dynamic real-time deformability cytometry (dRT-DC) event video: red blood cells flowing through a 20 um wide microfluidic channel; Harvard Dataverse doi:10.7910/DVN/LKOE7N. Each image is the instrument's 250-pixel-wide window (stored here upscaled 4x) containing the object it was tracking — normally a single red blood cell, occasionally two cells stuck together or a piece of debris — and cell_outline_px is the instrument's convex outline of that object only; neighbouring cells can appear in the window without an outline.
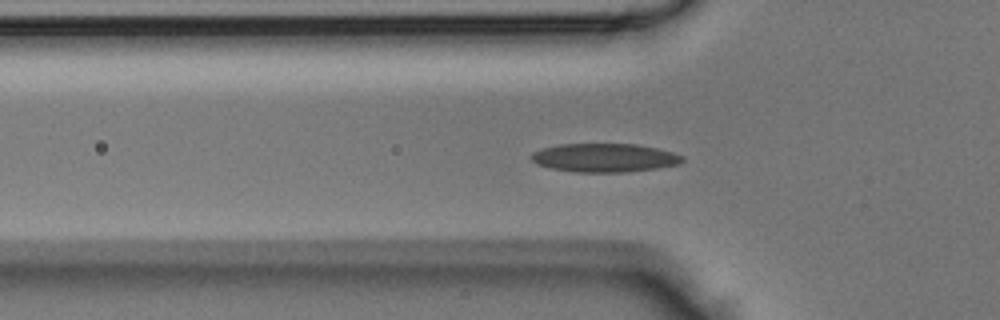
{"species": "Egyptian fruit bat (a non-hibernating species)", "species_latin": "Rousettus aegyptiacus", "temperature_condition": "room temperature", "stored_images_in_passage": 33, "segment_of_instrument_passage": [1, 2], "camera_frame_rate_fps": 3000, "um_per_image_px": 0.085, "animal": {"sex": "male"}, "frame": {"image": 1, "passage_image": 2, "time_ms": 0.333, "image_size_px": [1000, 320], "cell_outline_px": [[684, 160], [680, 164], [656, 168], [628, 172], [576, 172], [552, 168], [536, 164], [532, 160], [532, 152], [544, 148], [560, 144], [636, 144], [660, 148], [684, 156]], "centroid_in_image_um": [51.43, 13.41], "position_along_channel_um": 74.4, "area_um2": 25.2}}
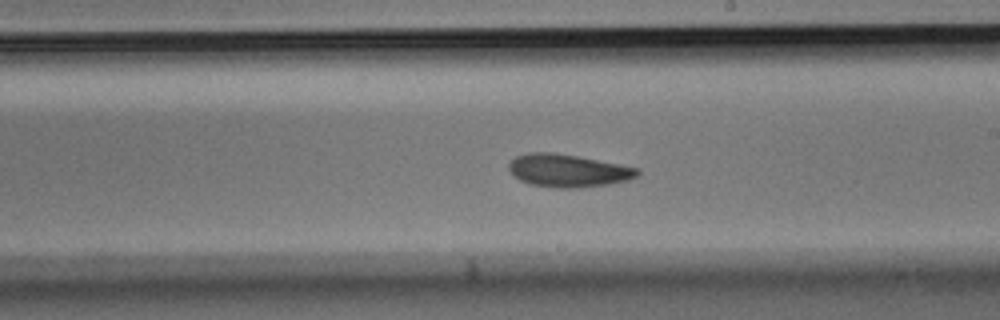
{"frame": {"image": 2, "passage_image": 13, "time_ms": 4.0, "image_size_px": [1000, 320], "cell_outline_px": [[640, 172], [636, 176], [628, 180], [608, 184], [580, 188], [556, 188], [532, 184], [520, 180], [508, 168], [508, 164], [516, 156], [528, 152], [552, 152], [576, 156], [640, 168]], "centroid_in_image_um": [48.29, 14.5], "position_along_channel_um": 240.7, "area_um2": 24.39}}
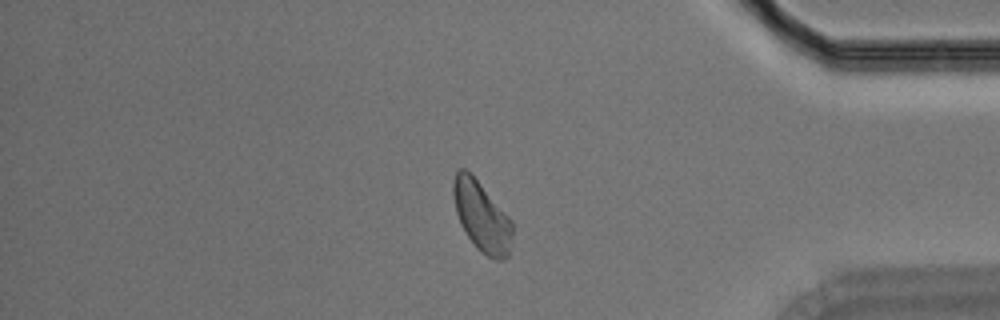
{"frame": {"image": 3, "passage_image": 25, "time_ms": 8.0, "image_size_px": [1000, 320], "cell_outline_px": [[512, 236], [508, 256], [500, 260], [496, 260], [480, 252], [476, 248], [460, 224], [456, 212], [452, 192], [452, 184], [456, 172], [460, 168], [464, 168], [472, 172], [512, 220]], "centroid_in_image_um": [40.93, 18.36], "position_along_channel_um": 394.3, "area_um2": 24.39}}